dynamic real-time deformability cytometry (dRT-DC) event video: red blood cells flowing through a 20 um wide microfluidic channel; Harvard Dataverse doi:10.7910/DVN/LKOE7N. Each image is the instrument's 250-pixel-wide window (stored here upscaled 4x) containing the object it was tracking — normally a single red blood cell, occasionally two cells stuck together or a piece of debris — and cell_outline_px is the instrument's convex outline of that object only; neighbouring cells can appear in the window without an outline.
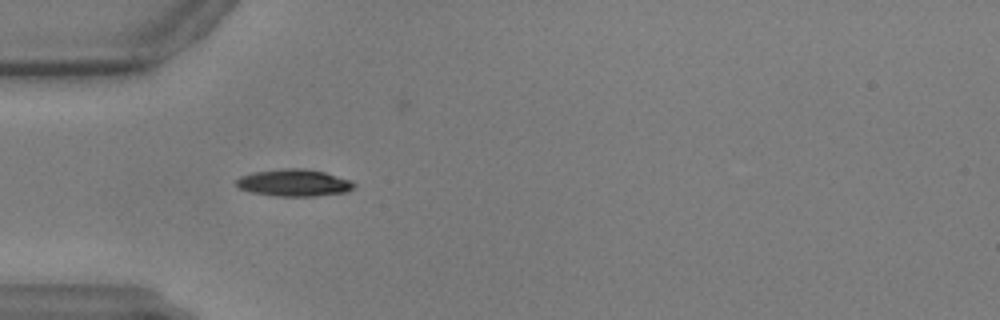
{"species": "common noctule bat (a hibernating species)", "species_latin": "Nyctalus noctula", "temperature_condition": "warm", "stored_images_in_passage": 53, "camera_frame_rate_fps": 3000, "um_per_image_px": 0.085, "animal": {"sex": "male", "body_mass_g": 17.9, "forearm_length_mm": 54.2}, "frame": {"image": 1, "passage_image": 12, "time_ms": 3.667, "image_size_px": [1000, 320], "cell_outline_px": [[356, 188], [348, 192], [316, 196], [276, 196], [252, 192], [240, 188], [236, 184], [236, 180], [240, 176], [252, 172], [284, 168], [304, 168], [324, 172], [348, 180], [356, 184]], "centroid_in_image_um": [25.0, 15.54], "position_along_channel_um": 60.0, "area_um2": 18.55}}
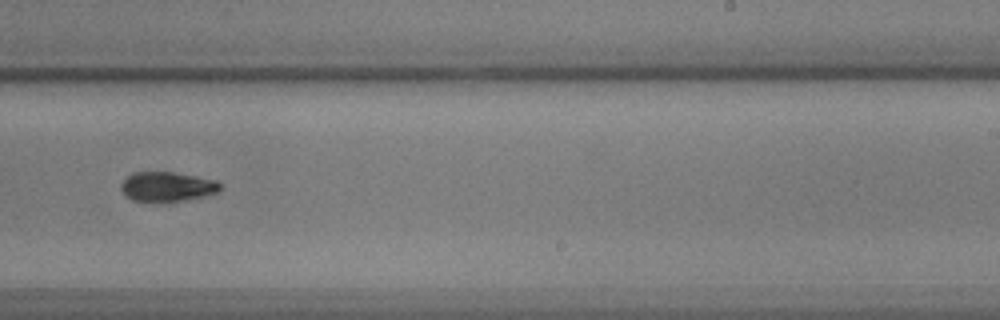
{"frame": {"image": 2, "passage_image": 31, "time_ms": 10.0, "image_size_px": [1000, 320], "cell_outline_px": [[220, 192], [204, 196], [184, 200], [156, 204], [132, 200], [124, 196], [120, 188], [120, 184], [132, 172], [172, 172], [196, 176], [216, 180], [220, 184]], "centroid_in_image_um": [14.16, 15.9], "position_along_channel_um": 274.8, "area_um2": 17.63}}
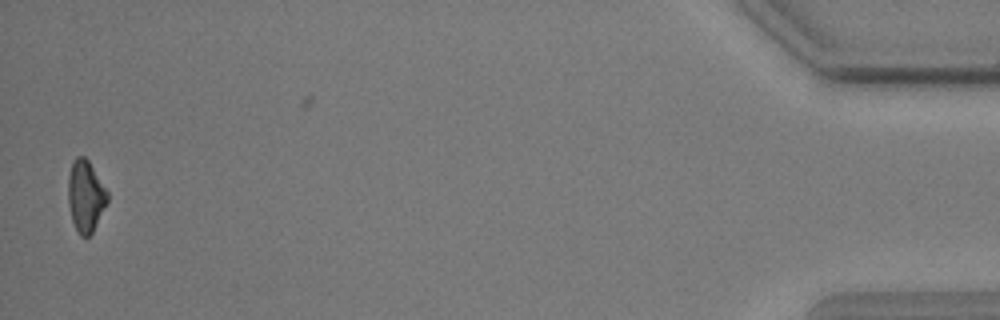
{"frame": {"image": 3, "passage_image": 52, "time_ms": 17.0, "image_size_px": [1000, 320], "cell_outline_px": [[108, 200], [92, 232], [88, 236], [80, 236], [72, 220], [68, 204], [68, 176], [72, 160], [76, 156], [84, 156], [88, 160], [108, 192]], "centroid_in_image_um": [7.25, 16.63], "position_along_channel_um": 427.9, "area_um2": 16.24}}